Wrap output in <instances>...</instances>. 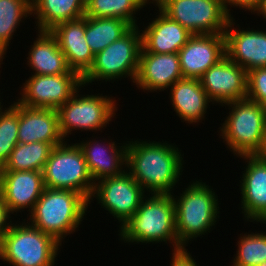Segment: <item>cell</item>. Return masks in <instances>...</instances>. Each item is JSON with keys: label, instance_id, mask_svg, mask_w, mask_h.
<instances>
[{"label": "cell", "instance_id": "cell-29", "mask_svg": "<svg viewBox=\"0 0 266 266\" xmlns=\"http://www.w3.org/2000/svg\"><path fill=\"white\" fill-rule=\"evenodd\" d=\"M30 15L32 17V0H0V44L6 50L21 19Z\"/></svg>", "mask_w": 266, "mask_h": 266}, {"label": "cell", "instance_id": "cell-37", "mask_svg": "<svg viewBox=\"0 0 266 266\" xmlns=\"http://www.w3.org/2000/svg\"><path fill=\"white\" fill-rule=\"evenodd\" d=\"M258 156L266 159V126H265V135H264L263 146H262V149H261L260 153L258 154Z\"/></svg>", "mask_w": 266, "mask_h": 266}, {"label": "cell", "instance_id": "cell-1", "mask_svg": "<svg viewBox=\"0 0 266 266\" xmlns=\"http://www.w3.org/2000/svg\"><path fill=\"white\" fill-rule=\"evenodd\" d=\"M147 141H127L126 169L149 194L172 195L182 175L183 155L167 141Z\"/></svg>", "mask_w": 266, "mask_h": 266}, {"label": "cell", "instance_id": "cell-32", "mask_svg": "<svg viewBox=\"0 0 266 266\" xmlns=\"http://www.w3.org/2000/svg\"><path fill=\"white\" fill-rule=\"evenodd\" d=\"M247 99L261 103L266 98V67L247 72Z\"/></svg>", "mask_w": 266, "mask_h": 266}, {"label": "cell", "instance_id": "cell-35", "mask_svg": "<svg viewBox=\"0 0 266 266\" xmlns=\"http://www.w3.org/2000/svg\"><path fill=\"white\" fill-rule=\"evenodd\" d=\"M10 215L11 214L7 207V204L2 194L0 193V239L5 235L7 231H9L12 225V221H11L12 219L9 220V218H11Z\"/></svg>", "mask_w": 266, "mask_h": 266}, {"label": "cell", "instance_id": "cell-14", "mask_svg": "<svg viewBox=\"0 0 266 266\" xmlns=\"http://www.w3.org/2000/svg\"><path fill=\"white\" fill-rule=\"evenodd\" d=\"M183 78L200 79L226 56L224 34H195L178 51Z\"/></svg>", "mask_w": 266, "mask_h": 266}, {"label": "cell", "instance_id": "cell-21", "mask_svg": "<svg viewBox=\"0 0 266 266\" xmlns=\"http://www.w3.org/2000/svg\"><path fill=\"white\" fill-rule=\"evenodd\" d=\"M83 152L86 165L94 183L98 180L121 175L126 168L127 145L117 146L115 142L101 143L92 139L77 143ZM103 144V145H102ZM123 165V166H122Z\"/></svg>", "mask_w": 266, "mask_h": 266}, {"label": "cell", "instance_id": "cell-22", "mask_svg": "<svg viewBox=\"0 0 266 266\" xmlns=\"http://www.w3.org/2000/svg\"><path fill=\"white\" fill-rule=\"evenodd\" d=\"M157 18L141 30L142 48L149 53H178L193 35L160 8Z\"/></svg>", "mask_w": 266, "mask_h": 266}, {"label": "cell", "instance_id": "cell-9", "mask_svg": "<svg viewBox=\"0 0 266 266\" xmlns=\"http://www.w3.org/2000/svg\"><path fill=\"white\" fill-rule=\"evenodd\" d=\"M79 90L81 87L57 109L59 131L64 139L74 130H81V132L82 129L83 131L94 130V132L102 130L116 115L118 107L115 97L102 96V94L80 96Z\"/></svg>", "mask_w": 266, "mask_h": 266}, {"label": "cell", "instance_id": "cell-33", "mask_svg": "<svg viewBox=\"0 0 266 266\" xmlns=\"http://www.w3.org/2000/svg\"><path fill=\"white\" fill-rule=\"evenodd\" d=\"M170 266H198L196 261L185 248L174 250Z\"/></svg>", "mask_w": 266, "mask_h": 266}, {"label": "cell", "instance_id": "cell-24", "mask_svg": "<svg viewBox=\"0 0 266 266\" xmlns=\"http://www.w3.org/2000/svg\"><path fill=\"white\" fill-rule=\"evenodd\" d=\"M38 37L31 44L28 52V66L37 75L69 74L65 55L58 45V41L50 31H37Z\"/></svg>", "mask_w": 266, "mask_h": 266}, {"label": "cell", "instance_id": "cell-26", "mask_svg": "<svg viewBox=\"0 0 266 266\" xmlns=\"http://www.w3.org/2000/svg\"><path fill=\"white\" fill-rule=\"evenodd\" d=\"M132 26L119 18H93L85 16V39L96 55L124 36Z\"/></svg>", "mask_w": 266, "mask_h": 266}, {"label": "cell", "instance_id": "cell-2", "mask_svg": "<svg viewBox=\"0 0 266 266\" xmlns=\"http://www.w3.org/2000/svg\"><path fill=\"white\" fill-rule=\"evenodd\" d=\"M146 197L134 215L119 228L120 240L136 244L169 242L173 243V251L181 249L178 246L172 195L149 194Z\"/></svg>", "mask_w": 266, "mask_h": 266}, {"label": "cell", "instance_id": "cell-11", "mask_svg": "<svg viewBox=\"0 0 266 266\" xmlns=\"http://www.w3.org/2000/svg\"><path fill=\"white\" fill-rule=\"evenodd\" d=\"M84 86L83 77L73 70L69 74L59 75L32 74L20 87L22 97L16 101L31 108L57 110Z\"/></svg>", "mask_w": 266, "mask_h": 266}, {"label": "cell", "instance_id": "cell-41", "mask_svg": "<svg viewBox=\"0 0 266 266\" xmlns=\"http://www.w3.org/2000/svg\"><path fill=\"white\" fill-rule=\"evenodd\" d=\"M258 266H266V261L260 263Z\"/></svg>", "mask_w": 266, "mask_h": 266}, {"label": "cell", "instance_id": "cell-5", "mask_svg": "<svg viewBox=\"0 0 266 266\" xmlns=\"http://www.w3.org/2000/svg\"><path fill=\"white\" fill-rule=\"evenodd\" d=\"M23 221L0 239V259L10 266H54L61 244Z\"/></svg>", "mask_w": 266, "mask_h": 266}, {"label": "cell", "instance_id": "cell-17", "mask_svg": "<svg viewBox=\"0 0 266 266\" xmlns=\"http://www.w3.org/2000/svg\"><path fill=\"white\" fill-rule=\"evenodd\" d=\"M183 79L178 53H149L141 48L138 72L135 79L137 88L152 92L164 91L178 80ZM150 90V91H149Z\"/></svg>", "mask_w": 266, "mask_h": 266}, {"label": "cell", "instance_id": "cell-30", "mask_svg": "<svg viewBox=\"0 0 266 266\" xmlns=\"http://www.w3.org/2000/svg\"><path fill=\"white\" fill-rule=\"evenodd\" d=\"M237 241L238 250L232 266H258L266 261V233H245Z\"/></svg>", "mask_w": 266, "mask_h": 266}, {"label": "cell", "instance_id": "cell-10", "mask_svg": "<svg viewBox=\"0 0 266 266\" xmlns=\"http://www.w3.org/2000/svg\"><path fill=\"white\" fill-rule=\"evenodd\" d=\"M157 7L193 35L224 34L232 17L223 0H161Z\"/></svg>", "mask_w": 266, "mask_h": 266}, {"label": "cell", "instance_id": "cell-42", "mask_svg": "<svg viewBox=\"0 0 266 266\" xmlns=\"http://www.w3.org/2000/svg\"><path fill=\"white\" fill-rule=\"evenodd\" d=\"M90 0H82V2L86 5Z\"/></svg>", "mask_w": 266, "mask_h": 266}, {"label": "cell", "instance_id": "cell-8", "mask_svg": "<svg viewBox=\"0 0 266 266\" xmlns=\"http://www.w3.org/2000/svg\"><path fill=\"white\" fill-rule=\"evenodd\" d=\"M66 142L52 149L42 171L44 186L49 189L72 190L89 201L95 183L89 174L83 152L77 143Z\"/></svg>", "mask_w": 266, "mask_h": 266}, {"label": "cell", "instance_id": "cell-15", "mask_svg": "<svg viewBox=\"0 0 266 266\" xmlns=\"http://www.w3.org/2000/svg\"><path fill=\"white\" fill-rule=\"evenodd\" d=\"M234 20L232 15L224 33L226 56L247 72L266 67V31L243 30L240 26L236 30Z\"/></svg>", "mask_w": 266, "mask_h": 266}, {"label": "cell", "instance_id": "cell-40", "mask_svg": "<svg viewBox=\"0 0 266 266\" xmlns=\"http://www.w3.org/2000/svg\"><path fill=\"white\" fill-rule=\"evenodd\" d=\"M260 104H261L262 111H263L265 119H266V98Z\"/></svg>", "mask_w": 266, "mask_h": 266}, {"label": "cell", "instance_id": "cell-12", "mask_svg": "<svg viewBox=\"0 0 266 266\" xmlns=\"http://www.w3.org/2000/svg\"><path fill=\"white\" fill-rule=\"evenodd\" d=\"M145 196L144 189L126 169L121 175L98 180L89 204L96 197L101 207L112 214L122 227L138 210Z\"/></svg>", "mask_w": 266, "mask_h": 266}, {"label": "cell", "instance_id": "cell-27", "mask_svg": "<svg viewBox=\"0 0 266 266\" xmlns=\"http://www.w3.org/2000/svg\"><path fill=\"white\" fill-rule=\"evenodd\" d=\"M54 147L50 143H18L0 171H43Z\"/></svg>", "mask_w": 266, "mask_h": 266}, {"label": "cell", "instance_id": "cell-36", "mask_svg": "<svg viewBox=\"0 0 266 266\" xmlns=\"http://www.w3.org/2000/svg\"><path fill=\"white\" fill-rule=\"evenodd\" d=\"M253 13L258 16L261 14L266 19V0H261L259 7Z\"/></svg>", "mask_w": 266, "mask_h": 266}, {"label": "cell", "instance_id": "cell-28", "mask_svg": "<svg viewBox=\"0 0 266 266\" xmlns=\"http://www.w3.org/2000/svg\"><path fill=\"white\" fill-rule=\"evenodd\" d=\"M143 7L146 5L141 0H90L86 4L85 16L119 18L133 27L137 26L135 14Z\"/></svg>", "mask_w": 266, "mask_h": 266}, {"label": "cell", "instance_id": "cell-39", "mask_svg": "<svg viewBox=\"0 0 266 266\" xmlns=\"http://www.w3.org/2000/svg\"><path fill=\"white\" fill-rule=\"evenodd\" d=\"M145 5H148V3L150 4V3H155L154 5H156V6H158L159 5V3L161 2V0H152V1H150V0H141ZM150 1V2H149Z\"/></svg>", "mask_w": 266, "mask_h": 266}, {"label": "cell", "instance_id": "cell-23", "mask_svg": "<svg viewBox=\"0 0 266 266\" xmlns=\"http://www.w3.org/2000/svg\"><path fill=\"white\" fill-rule=\"evenodd\" d=\"M169 95L176 115L189 125L203 120L212 102L202 88L200 79L183 78L176 81L170 87Z\"/></svg>", "mask_w": 266, "mask_h": 266}, {"label": "cell", "instance_id": "cell-43", "mask_svg": "<svg viewBox=\"0 0 266 266\" xmlns=\"http://www.w3.org/2000/svg\"><path fill=\"white\" fill-rule=\"evenodd\" d=\"M0 68H1V66H0ZM1 101V100H0ZM2 103L0 102V110H1V108H3V105H1Z\"/></svg>", "mask_w": 266, "mask_h": 266}, {"label": "cell", "instance_id": "cell-20", "mask_svg": "<svg viewBox=\"0 0 266 266\" xmlns=\"http://www.w3.org/2000/svg\"><path fill=\"white\" fill-rule=\"evenodd\" d=\"M50 32L57 39L69 68L83 77L92 67L95 58L85 39V16L60 23Z\"/></svg>", "mask_w": 266, "mask_h": 266}, {"label": "cell", "instance_id": "cell-18", "mask_svg": "<svg viewBox=\"0 0 266 266\" xmlns=\"http://www.w3.org/2000/svg\"><path fill=\"white\" fill-rule=\"evenodd\" d=\"M44 189L40 171H0V193L11 214L25 208L30 213Z\"/></svg>", "mask_w": 266, "mask_h": 266}, {"label": "cell", "instance_id": "cell-7", "mask_svg": "<svg viewBox=\"0 0 266 266\" xmlns=\"http://www.w3.org/2000/svg\"><path fill=\"white\" fill-rule=\"evenodd\" d=\"M137 26H133L124 36L111 43L95 55L94 63L83 76V84L95 81H114L123 77L135 82L139 56L142 48V34Z\"/></svg>", "mask_w": 266, "mask_h": 266}, {"label": "cell", "instance_id": "cell-38", "mask_svg": "<svg viewBox=\"0 0 266 266\" xmlns=\"http://www.w3.org/2000/svg\"><path fill=\"white\" fill-rule=\"evenodd\" d=\"M7 50L0 44V65L3 64L1 63L3 59L5 58L4 55L6 56Z\"/></svg>", "mask_w": 266, "mask_h": 266}, {"label": "cell", "instance_id": "cell-3", "mask_svg": "<svg viewBox=\"0 0 266 266\" xmlns=\"http://www.w3.org/2000/svg\"><path fill=\"white\" fill-rule=\"evenodd\" d=\"M88 204L89 201L78 192L45 187L29 213L31 223H28L62 245L66 235L75 232L83 221Z\"/></svg>", "mask_w": 266, "mask_h": 266}, {"label": "cell", "instance_id": "cell-13", "mask_svg": "<svg viewBox=\"0 0 266 266\" xmlns=\"http://www.w3.org/2000/svg\"><path fill=\"white\" fill-rule=\"evenodd\" d=\"M200 82L213 104L222 106L247 97V71L227 56L211 66Z\"/></svg>", "mask_w": 266, "mask_h": 266}, {"label": "cell", "instance_id": "cell-25", "mask_svg": "<svg viewBox=\"0 0 266 266\" xmlns=\"http://www.w3.org/2000/svg\"><path fill=\"white\" fill-rule=\"evenodd\" d=\"M82 0H32V15L38 30L50 31L56 25L85 16ZM38 24V25H37Z\"/></svg>", "mask_w": 266, "mask_h": 266}, {"label": "cell", "instance_id": "cell-4", "mask_svg": "<svg viewBox=\"0 0 266 266\" xmlns=\"http://www.w3.org/2000/svg\"><path fill=\"white\" fill-rule=\"evenodd\" d=\"M201 181L190 182L178 198L172 195L180 248H185L189 240L210 233L219 218L218 196L211 186Z\"/></svg>", "mask_w": 266, "mask_h": 266}, {"label": "cell", "instance_id": "cell-19", "mask_svg": "<svg viewBox=\"0 0 266 266\" xmlns=\"http://www.w3.org/2000/svg\"><path fill=\"white\" fill-rule=\"evenodd\" d=\"M65 140L59 131L58 111L51 108H31L18 103V142L50 143L53 147Z\"/></svg>", "mask_w": 266, "mask_h": 266}, {"label": "cell", "instance_id": "cell-6", "mask_svg": "<svg viewBox=\"0 0 266 266\" xmlns=\"http://www.w3.org/2000/svg\"><path fill=\"white\" fill-rule=\"evenodd\" d=\"M225 105L231 111L220 127L219 135L223 142L237 157L258 155L263 146L266 126L261 104L245 98Z\"/></svg>", "mask_w": 266, "mask_h": 266}, {"label": "cell", "instance_id": "cell-16", "mask_svg": "<svg viewBox=\"0 0 266 266\" xmlns=\"http://www.w3.org/2000/svg\"><path fill=\"white\" fill-rule=\"evenodd\" d=\"M241 157L246 160L245 164L247 162L240 181L242 213L247 221L264 224L266 223V159L258 155Z\"/></svg>", "mask_w": 266, "mask_h": 266}, {"label": "cell", "instance_id": "cell-31", "mask_svg": "<svg viewBox=\"0 0 266 266\" xmlns=\"http://www.w3.org/2000/svg\"><path fill=\"white\" fill-rule=\"evenodd\" d=\"M0 110V168L18 142V102ZM4 109V110H3Z\"/></svg>", "mask_w": 266, "mask_h": 266}, {"label": "cell", "instance_id": "cell-34", "mask_svg": "<svg viewBox=\"0 0 266 266\" xmlns=\"http://www.w3.org/2000/svg\"><path fill=\"white\" fill-rule=\"evenodd\" d=\"M261 0H223L224 7L226 9V12L231 16L230 9L228 5L231 7H238L239 9L242 8L248 10L249 12H254L260 5Z\"/></svg>", "mask_w": 266, "mask_h": 266}]
</instances>
